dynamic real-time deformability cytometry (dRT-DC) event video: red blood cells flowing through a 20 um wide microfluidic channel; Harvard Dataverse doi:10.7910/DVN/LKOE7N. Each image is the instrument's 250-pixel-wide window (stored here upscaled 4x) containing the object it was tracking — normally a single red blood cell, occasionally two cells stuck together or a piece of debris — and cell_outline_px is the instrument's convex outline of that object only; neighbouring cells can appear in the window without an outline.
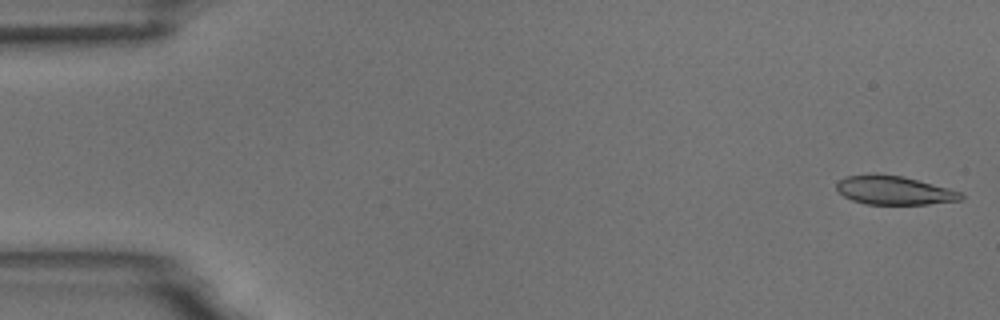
{"species": "common noctule bat (a hibernating species)", "species_latin": "Nyctalus noctula", "temperature_condition": "room temperature", "stored_images_in_passage": 5, "camera_frame_rate_fps": 3000, "um_per_image_px": 0.085, "animal": {"sex": "male", "body_mass_g": 18.8}, "frame": {"image": 1, "passage_image": 1, "time_ms": 0.0, "image_size_px": [1000, 320], "cell_outline_px": [[964, 196], [960, 200], [928, 204], [864, 204], [852, 200], [844, 196], [836, 188], [836, 184], [840, 180], [848, 176], [876, 172], [900, 176], [948, 188], [960, 192]], "centroid_in_image_um": [75.96, 16.17], "position_along_channel_um": 9.0, "area_um2": 20.69}}
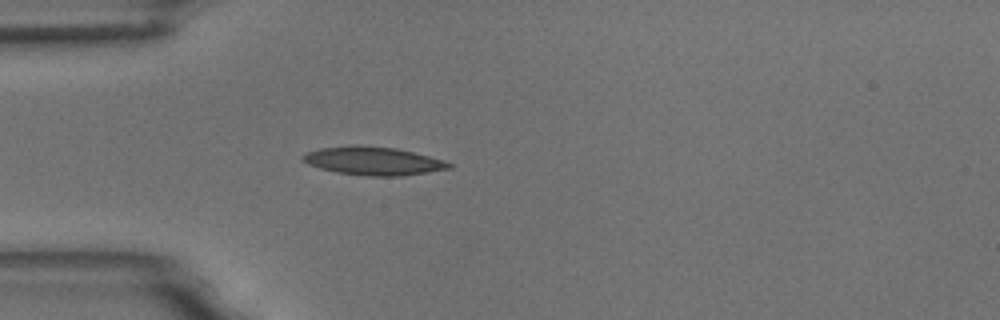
{"frame": {"image": 2, "passage_image": 5, "time_ms": 4.667, "image_size_px": [1000, 320], "cell_outline_px": [[452, 168], [428, 172], [400, 176], [364, 176], [336, 172], [320, 168], [308, 164], [300, 160], [300, 156], [308, 152], [320, 148], [352, 144], [360, 144], [396, 148], [444, 160], [452, 164]], "centroid_in_image_um": [31.68, 13.67], "position_along_channel_um": 53.3, "area_um2": 24.33}}